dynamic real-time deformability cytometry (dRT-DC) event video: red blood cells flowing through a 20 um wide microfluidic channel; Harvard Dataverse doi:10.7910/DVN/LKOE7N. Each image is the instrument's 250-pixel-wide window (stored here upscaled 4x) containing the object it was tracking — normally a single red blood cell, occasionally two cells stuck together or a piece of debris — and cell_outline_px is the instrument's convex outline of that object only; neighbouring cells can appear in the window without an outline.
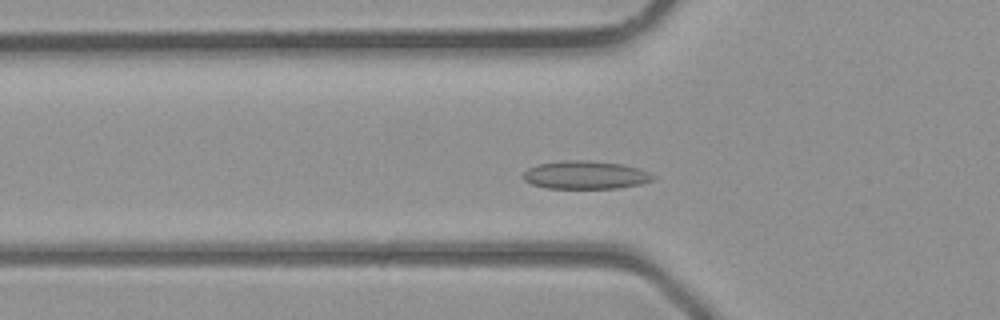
{"species": "common noctule bat (a hibernating species)", "species_latin": "Nyctalus noctula", "temperature_condition": "room temperature", "stored_images_in_passage": 34, "camera_frame_rate_fps": 3000, "um_per_image_px": 0.085, "animal": {"sex": "male", "body_mass_g": 23.1, "forearm_length_mm": 52.7}, "frame": {"image": 1, "passage_image": 8, "time_ms": 2.333, "image_size_px": [1000, 320], "cell_outline_px": [[656, 180], [640, 184], [620, 188], [544, 188], [532, 184], [524, 180], [524, 172], [528, 168], [540, 164], [564, 160], [584, 160], [620, 164], [636, 168], [648, 172], [656, 176]], "centroid_in_image_um": [49.78, 14.88], "position_along_channel_um": 76.0, "area_um2": 21.15}}
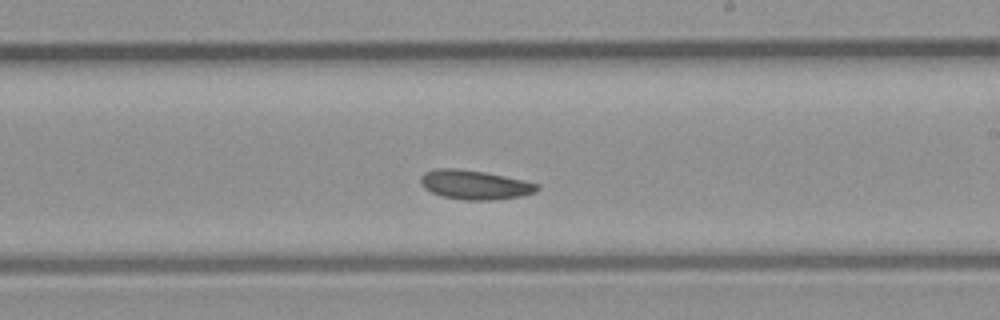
{"frame": {"image": 2, "passage_image": 18, "time_ms": 5.667, "image_size_px": [1000, 320], "cell_outline_px": [[540, 188], [536, 192], [520, 196], [496, 200], [464, 200], [444, 196], [432, 192], [424, 188], [420, 180], [420, 176], [424, 172], [436, 168], [456, 168], [484, 172], [524, 180], [540, 184]], "centroid_in_image_um": [40.37, 15.7], "position_along_channel_um": 248.6, "area_um2": 19.88}}
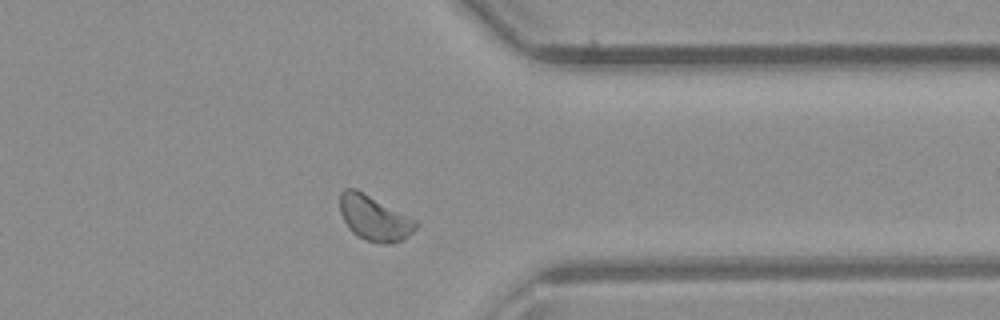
{"frame": {"image": 3, "passage_image": 26, "time_ms": 8.333, "image_size_px": [1000, 320], "cell_outline_px": [[420, 224], [404, 240], [392, 244], [380, 244], [356, 236], [348, 228], [340, 212], [340, 192], [344, 188], [356, 188], [416, 220]], "centroid_in_image_um": [31.81, 18.55], "position_along_channel_um": 379.6, "area_um2": 20.06}}